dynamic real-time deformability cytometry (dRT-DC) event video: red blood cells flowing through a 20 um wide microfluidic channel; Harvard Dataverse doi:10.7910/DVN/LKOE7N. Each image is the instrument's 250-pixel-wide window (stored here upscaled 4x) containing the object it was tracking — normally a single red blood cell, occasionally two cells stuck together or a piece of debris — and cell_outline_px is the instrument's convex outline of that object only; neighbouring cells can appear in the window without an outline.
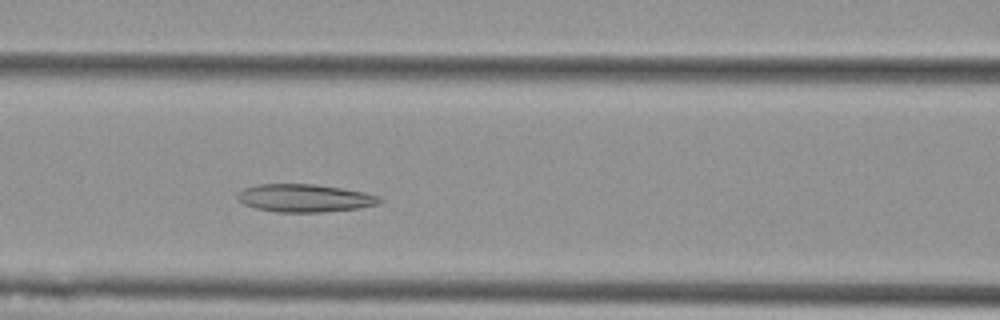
{"species": "Egyptian fruit bat (a non-hibernating species)", "species_latin": "Rousettus aegyptiacus", "temperature_condition": "cold", "stored_images_in_passage": 42, "camera_frame_rate_fps": 3000, "um_per_image_px": 0.085, "animal": {"sex": "female"}, "frame": {"image": 1, "passage_image": 15, "time_ms": 4.667, "image_size_px": [1000, 320], "cell_outline_px": [[384, 200], [376, 204], [360, 208], [320, 212], [276, 212], [256, 208], [244, 204], [236, 196], [244, 188], [256, 184], [312, 184], [340, 188], [364, 192], [380, 196]], "centroid_in_image_um": [25.91, 16.84], "position_along_channel_um": 140.7, "area_um2": 22.95}}
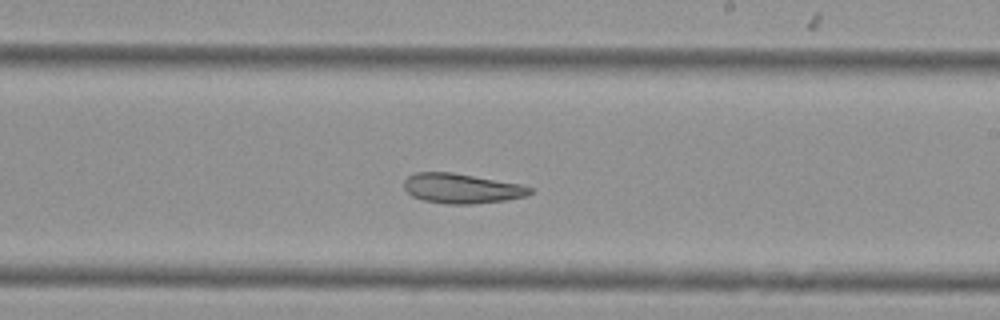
{"frame": {"image": 2, "passage_image": 24, "time_ms": 7.667, "image_size_px": [1000, 320], "cell_outline_px": [[532, 192], [524, 196], [504, 200], [472, 204], [444, 204], [424, 200], [412, 196], [404, 188], [404, 180], [408, 176], [416, 172], [452, 172], [520, 184], [532, 188]], "centroid_in_image_um": [39.2, 16.01], "position_along_channel_um": 249.8, "area_um2": 21.73}}
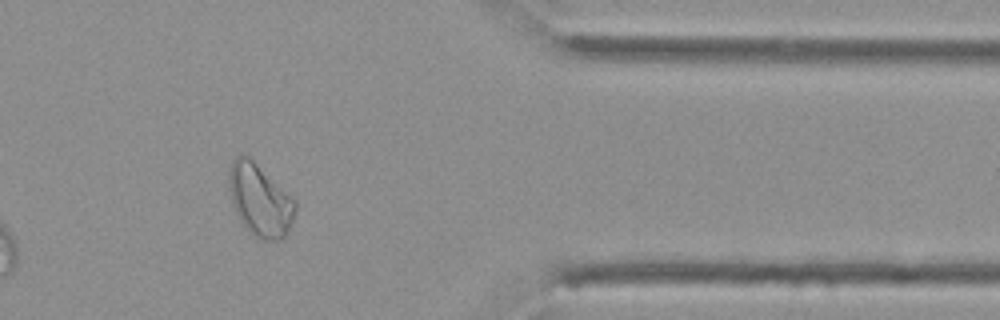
{"frame": {"image": 3, "passage_image": 37, "time_ms": 12.0, "image_size_px": [1000, 320], "cell_outline_px": [[296, 208], [288, 232], [280, 240], [260, 240], [248, 232], [244, 228], [232, 204], [228, 184], [228, 172], [232, 160], [240, 152], [248, 152], [296, 200]], "centroid_in_image_um": [22.07, 16.93], "position_along_channel_um": 389.3, "area_um2": 28.84}, "authors_computed_cell_mechanics": {"area_um2": 23.9003, "velocity_mm_per_s": 3.6573, "shape_relaxation_time_tau1_ms": null, "shape_relaxation_time_tau2_ms": 8.7816, "deformation_change_tau1": null, "deformation_change_tau2": 0.1447}}